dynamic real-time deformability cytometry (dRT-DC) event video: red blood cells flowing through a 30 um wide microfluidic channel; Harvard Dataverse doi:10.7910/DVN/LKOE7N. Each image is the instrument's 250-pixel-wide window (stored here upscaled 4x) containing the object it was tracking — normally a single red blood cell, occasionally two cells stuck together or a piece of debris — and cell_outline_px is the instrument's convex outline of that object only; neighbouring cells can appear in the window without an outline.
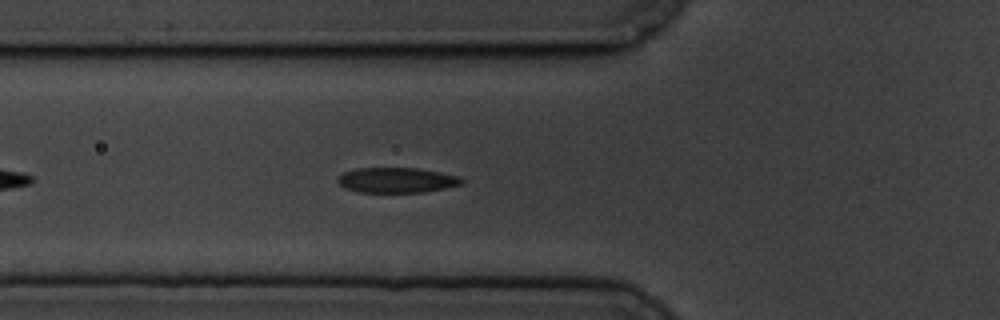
{"species": "common noctule bat (a hibernating species)", "species_latin": "Nyctalus noctula", "temperature_condition": "cold", "stored_images_in_passage": 40, "camera_frame_rate_fps": 3000, "um_per_image_px": 0.085, "animal": {"sex": "male", "body_mass_g": 19.5, "forearm_length_mm": 54.6}, "frame": {"image": 1, "passage_image": 7, "time_ms": 2.0, "image_size_px": [1000, 320], "cell_outline_px": [[464, 184], [424, 192], [360, 192], [344, 188], [336, 180], [344, 172], [356, 168], [416, 168], [440, 172], [460, 176], [464, 180]], "centroid_in_image_um": [33.74, 15.31], "position_along_channel_um": 92.1, "area_um2": 18.21}}
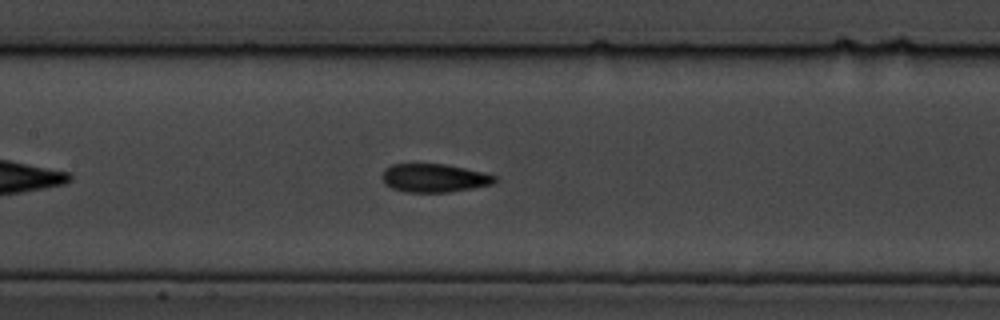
{"frame": {"image": 2, "passage_image": 14, "time_ms": 4.333, "image_size_px": [1000, 320], "cell_outline_px": [[496, 180], [492, 184], [472, 188], [448, 192], [404, 192], [392, 188], [384, 184], [380, 176], [384, 168], [392, 164], [444, 164], [484, 172], [496, 176]], "centroid_in_image_um": [36.85, 15.13], "position_along_channel_um": 170.6, "area_um2": 18.73}}
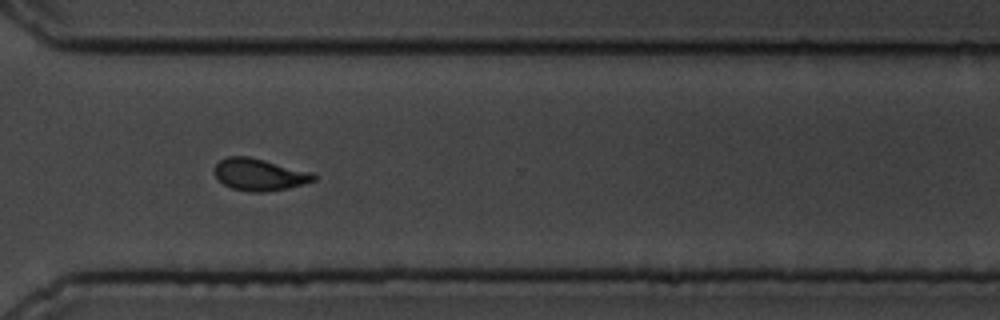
{"frame": {"image": 3, "passage_image": 30, "time_ms": 9.667, "image_size_px": [1000, 320], "cell_outline_px": [[316, 180], [304, 184], [288, 188], [264, 192], [248, 192], [232, 188], [224, 184], [216, 176], [216, 164], [220, 160], [228, 156], [248, 156], [312, 172], [316, 176]], "centroid_in_image_um": [22.07, 14.84], "position_along_channel_um": 348.5, "area_um2": 18.32}}